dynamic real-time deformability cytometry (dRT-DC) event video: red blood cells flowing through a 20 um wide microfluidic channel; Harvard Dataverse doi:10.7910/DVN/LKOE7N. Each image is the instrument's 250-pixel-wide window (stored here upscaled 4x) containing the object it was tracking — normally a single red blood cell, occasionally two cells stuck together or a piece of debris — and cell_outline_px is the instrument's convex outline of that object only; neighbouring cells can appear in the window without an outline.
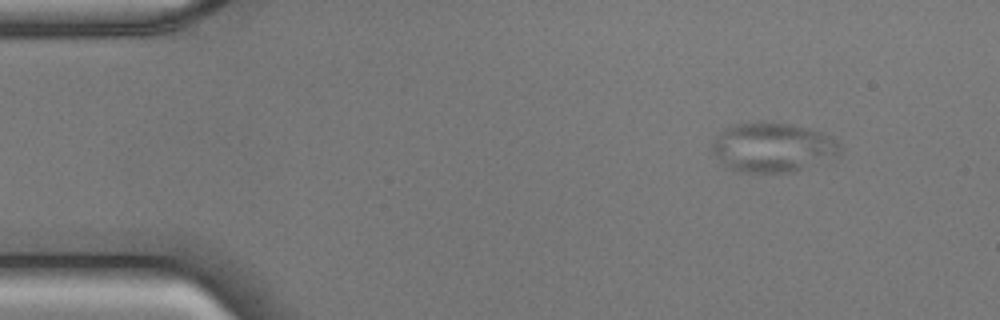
{"species": "common noctule bat (a hibernating species)", "species_latin": "Nyctalus noctula", "temperature_condition": "cold", "stored_images_in_passage": 54, "camera_frame_rate_fps": 3000, "um_per_image_px": 0.085, "animal": {"sex": "male", "body_mass_g": 17.9, "forearm_length_mm": 54.2}, "frame": {"image": 1, "passage_image": 6, "time_ms": 1.667, "image_size_px": [1000, 320], "cell_outline_px": [[840, 152], [836, 156], [792, 172], [736, 172], [724, 168], [712, 152], [712, 144], [716, 136], [724, 128], [732, 124], [792, 124], [808, 128], [832, 136], [840, 144]], "centroid_in_image_um": [65.63, 12.55], "position_along_channel_um": 19.4, "area_um2": 36.53}}
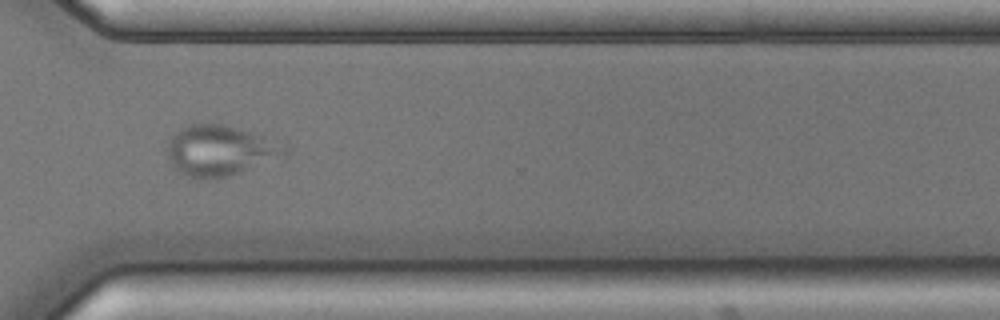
{"frame": {"image": 2, "passage_image": 40, "time_ms": 13.0, "image_size_px": [1000, 320], "cell_outline_px": [[288, 156], [228, 176], [188, 176], [180, 172], [168, 160], [168, 144], [172, 136], [180, 128], [188, 124], [224, 124], [252, 132], [264, 136], [284, 144], [288, 148]], "centroid_in_image_um": [18.76, 12.76], "position_along_channel_um": 351.8, "area_um2": 34.1}}
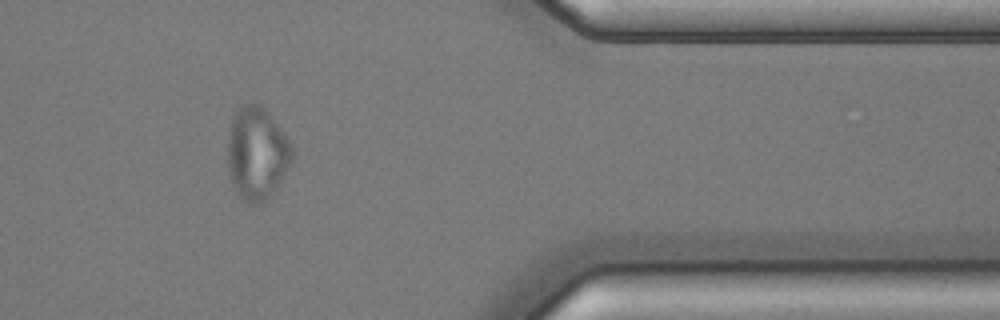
{"frame": {"image": 3, "passage_image": 45, "time_ms": 14.667, "image_size_px": [1000, 320], "cell_outline_px": [[292, 156], [276, 188], [260, 204], [248, 204], [236, 192], [232, 184], [228, 168], [228, 136], [232, 116], [240, 108], [248, 104], [256, 104], [264, 108], [272, 116], [284, 132], [292, 144]], "centroid_in_image_um": [21.81, 13.03], "position_along_channel_um": 389.6, "area_um2": 34.33}}